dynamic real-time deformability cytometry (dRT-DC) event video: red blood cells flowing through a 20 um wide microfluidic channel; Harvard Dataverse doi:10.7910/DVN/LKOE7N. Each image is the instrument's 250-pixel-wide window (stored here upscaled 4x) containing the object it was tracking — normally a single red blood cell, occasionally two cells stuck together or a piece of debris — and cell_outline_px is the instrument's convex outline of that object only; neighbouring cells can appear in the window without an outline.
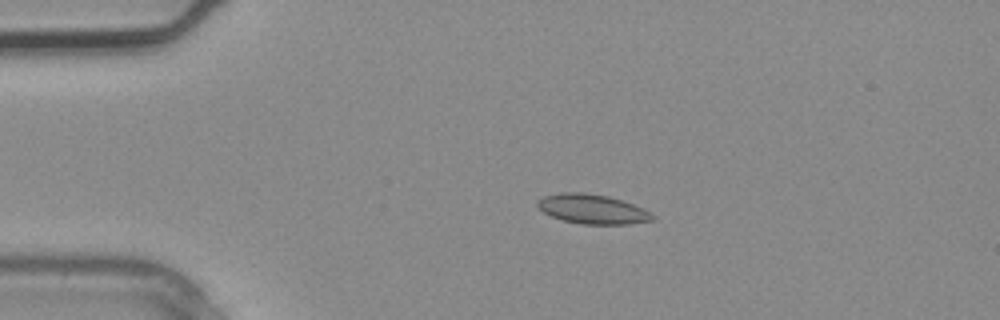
{"species": "common noctule bat (a hibernating species)", "species_latin": "Nyctalus noctula", "temperature_condition": "warm", "stored_images_in_passage": 3, "camera_frame_rate_fps": 3000, "um_per_image_px": 0.085, "animal": {"sex": "male", "body_mass_g": 20.4}, "frame": {"image": 1, "passage_image": 2, "time_ms": 0.333, "image_size_px": [1000, 320], "cell_outline_px": [[656, 216], [652, 220], [628, 224], [580, 224], [564, 220], [552, 216], [544, 212], [536, 204], [536, 200], [544, 196], [560, 192], [584, 192], [608, 196], [644, 208]], "centroid_in_image_um": [50.34, 17.76], "position_along_channel_um": 34.7, "area_um2": 19.71}}